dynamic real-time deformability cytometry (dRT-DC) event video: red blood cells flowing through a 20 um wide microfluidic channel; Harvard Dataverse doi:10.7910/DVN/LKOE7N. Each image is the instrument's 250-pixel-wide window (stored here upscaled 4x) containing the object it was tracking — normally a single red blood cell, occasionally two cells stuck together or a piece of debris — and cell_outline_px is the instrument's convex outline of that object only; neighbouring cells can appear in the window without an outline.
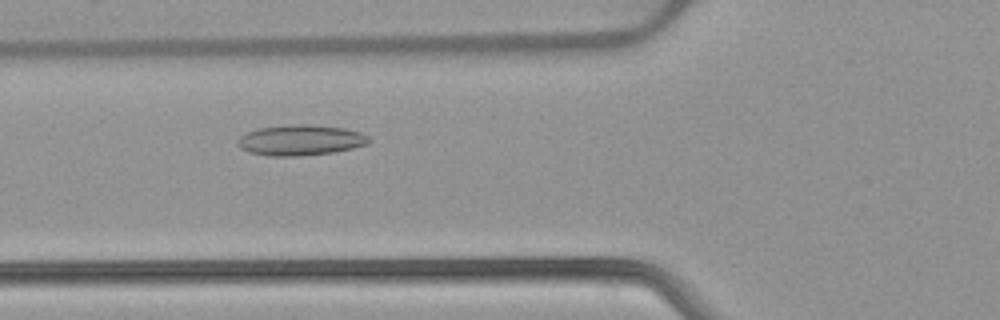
{"species": "common noctule bat (a hibernating species)", "species_latin": "Nyctalus noctula", "temperature_condition": "warm", "stored_images_in_passage": 50, "camera_frame_rate_fps": 3000, "um_per_image_px": 0.085, "animal": {"sex": "female", "body_mass_g": 22.7, "forearm_length_mm": 54.2}, "frame": {"image": 1, "passage_image": 17, "time_ms": 5.333, "image_size_px": [1000, 320], "cell_outline_px": [[372, 140], [368, 144], [352, 148], [332, 152], [300, 156], [268, 156], [248, 152], [240, 148], [236, 144], [236, 140], [240, 136], [248, 132], [260, 128], [292, 124], [308, 124], [344, 128], [360, 132], [368, 136]], "centroid_in_image_um": [25.53, 11.91], "position_along_channel_um": 100.3, "area_um2": 23.47}}
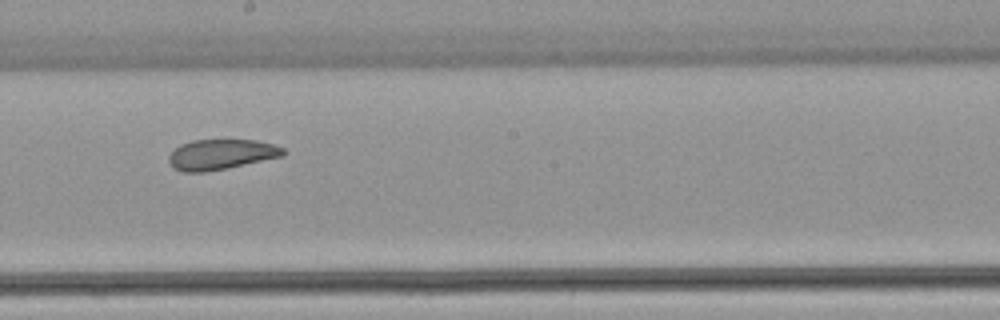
{"frame": {"image": 2, "passage_image": 27, "time_ms": 8.667, "image_size_px": [1000, 320], "cell_outline_px": [[288, 152], [284, 156], [228, 168], [204, 172], [184, 172], [172, 168], [168, 160], [168, 156], [180, 144], [192, 140], [256, 140], [272, 144], [284, 148]], "centroid_in_image_um": [18.81, 13.13], "position_along_channel_um": 229.4, "area_um2": 20.35}}
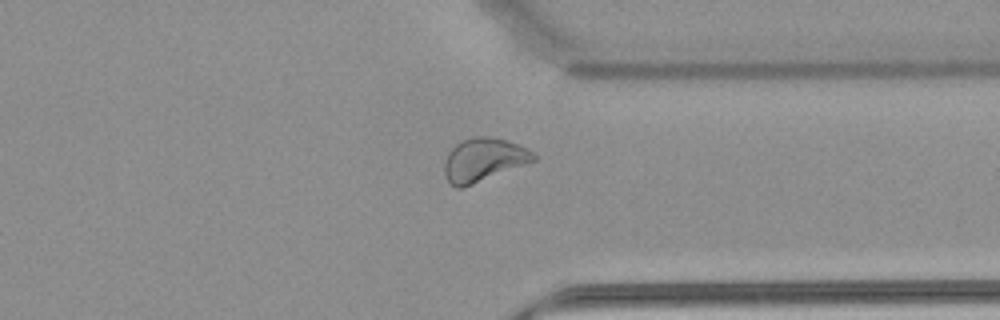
{"frame": {"image": 3, "passage_image": 38, "time_ms": 12.333, "image_size_px": [1000, 320], "cell_outline_px": [[536, 160], [464, 188], [456, 188], [448, 180], [444, 172], [444, 164], [448, 152], [460, 140], [476, 136], [488, 136], [520, 144], [528, 148], [536, 156]], "centroid_in_image_um": [41.1, 13.58], "position_along_channel_um": 370.3, "area_um2": 22.54}, "authors_computed_cell_mechanics": {"area_um2": 23.2934, "velocity_mm_per_s": 3.8702, "shape_relaxation_time_tau1_ms": null, "shape_relaxation_time_tau2_ms": 3.1062, "deformation_change_tau1": null, "deformation_change_tau2": 0.0894}}